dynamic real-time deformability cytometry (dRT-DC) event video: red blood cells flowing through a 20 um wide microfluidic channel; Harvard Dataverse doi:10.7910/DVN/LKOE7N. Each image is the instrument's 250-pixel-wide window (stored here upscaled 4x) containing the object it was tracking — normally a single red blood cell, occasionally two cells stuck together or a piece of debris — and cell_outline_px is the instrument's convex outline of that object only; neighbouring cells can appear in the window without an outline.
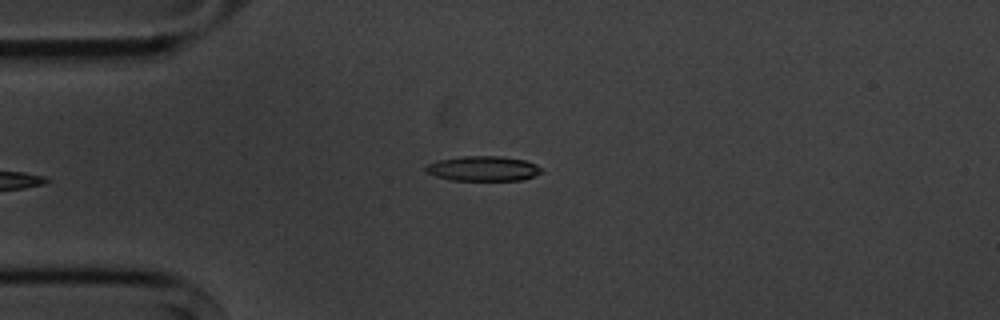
{"species": "common noctule bat (a hibernating species)", "species_latin": "Nyctalus noctula", "temperature_condition": "cold", "stored_images_in_passage": 6, "camera_frame_rate_fps": 3000, "um_per_image_px": 0.085, "animal": {"sex": "male", "body_mass_g": 20.1, "forearm_length_mm": 53.5}, "frame": {"image": 1, "passage_image": 6, "time_ms": 5.667, "image_size_px": [1000, 320], "cell_outline_px": [[540, 172], [532, 176], [520, 180], [452, 180], [436, 176], [424, 172], [424, 168], [428, 164], [440, 160], [460, 156], [500, 156], [524, 160], [536, 164], [540, 168]], "centroid_in_image_um": [41.01, 14.32], "position_along_channel_um": 44.0, "area_um2": 16.59}}